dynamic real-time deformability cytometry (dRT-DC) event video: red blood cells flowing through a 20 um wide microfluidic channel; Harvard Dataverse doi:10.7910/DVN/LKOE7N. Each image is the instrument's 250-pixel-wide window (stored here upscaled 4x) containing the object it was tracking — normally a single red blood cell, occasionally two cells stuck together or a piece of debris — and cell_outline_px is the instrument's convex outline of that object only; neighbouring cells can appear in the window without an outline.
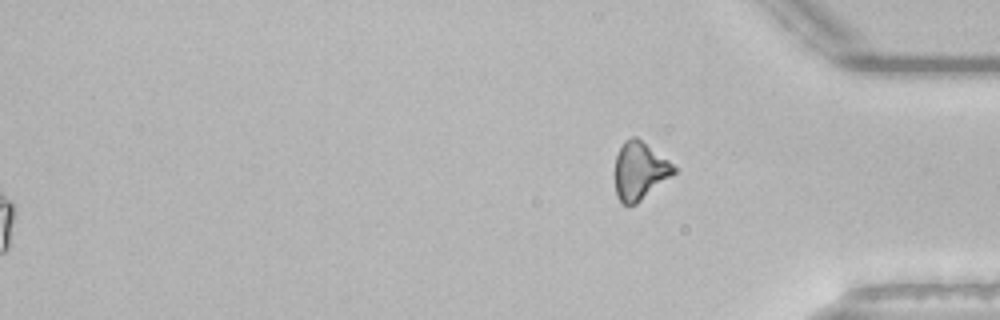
{"species": "common noctule bat (a hibernating species)", "species_latin": "Nyctalus noctula", "temperature_condition": "room temperature", "stored_images_in_passage": 53, "segment_of_instrument_passage": [2, 2], "camera_frame_rate_fps": 3000, "um_per_image_px": 0.085, "animal": {"sex": "male", "body_mass_g": 21.5, "forearm_length_mm": 52.0}, "frame": {"image": 1, "passage_image": 53, "time_ms": 17.333, "image_size_px": [1000, 320], "cell_outline_px": [[680, 168], [676, 172], [636, 204], [628, 208], [616, 196], [616, 156], [624, 140], [632, 136], [636, 136]], "centroid_in_image_um": [54.4, 14.52], "position_along_channel_um": 380.8, "area_um2": 19.88}}